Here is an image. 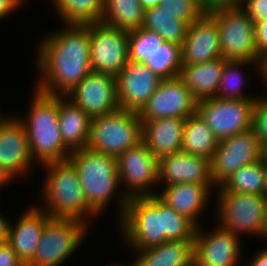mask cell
<instances>
[{"label":"cell","instance_id":"cell-1","mask_svg":"<svg viewBox=\"0 0 267 266\" xmlns=\"http://www.w3.org/2000/svg\"><path fill=\"white\" fill-rule=\"evenodd\" d=\"M40 41L36 62L40 81L36 90L49 96H67L90 69L89 24H65Z\"/></svg>","mask_w":267,"mask_h":266},{"label":"cell","instance_id":"cell-2","mask_svg":"<svg viewBox=\"0 0 267 266\" xmlns=\"http://www.w3.org/2000/svg\"><path fill=\"white\" fill-rule=\"evenodd\" d=\"M28 118L18 117L30 144L33 160L41 165L68 159L72 153L63 143L59 128V96L34 90Z\"/></svg>","mask_w":267,"mask_h":266},{"label":"cell","instance_id":"cell-3","mask_svg":"<svg viewBox=\"0 0 267 266\" xmlns=\"http://www.w3.org/2000/svg\"><path fill=\"white\" fill-rule=\"evenodd\" d=\"M41 166L47 172L42 186L43 210L51 218H71L88 224V218L97 216L87 203L77 169L69 159Z\"/></svg>","mask_w":267,"mask_h":266},{"label":"cell","instance_id":"cell-4","mask_svg":"<svg viewBox=\"0 0 267 266\" xmlns=\"http://www.w3.org/2000/svg\"><path fill=\"white\" fill-rule=\"evenodd\" d=\"M68 159L77 169L89 207L96 214L102 213L121 188L117 159L87 147L73 151Z\"/></svg>","mask_w":267,"mask_h":266},{"label":"cell","instance_id":"cell-5","mask_svg":"<svg viewBox=\"0 0 267 266\" xmlns=\"http://www.w3.org/2000/svg\"><path fill=\"white\" fill-rule=\"evenodd\" d=\"M142 141V121L138 113L118 109L93 117L87 148L117 158Z\"/></svg>","mask_w":267,"mask_h":266},{"label":"cell","instance_id":"cell-6","mask_svg":"<svg viewBox=\"0 0 267 266\" xmlns=\"http://www.w3.org/2000/svg\"><path fill=\"white\" fill-rule=\"evenodd\" d=\"M206 13L217 23L223 59L260 61L254 21L239 5L209 7Z\"/></svg>","mask_w":267,"mask_h":266},{"label":"cell","instance_id":"cell-7","mask_svg":"<svg viewBox=\"0 0 267 266\" xmlns=\"http://www.w3.org/2000/svg\"><path fill=\"white\" fill-rule=\"evenodd\" d=\"M116 159L120 183L125 185L124 188H128L119 193L120 198L118 197L120 203L118 217L121 219L129 198L157 195V191H152L151 188L157 185L155 183H159V159L143 141L128 148Z\"/></svg>","mask_w":267,"mask_h":266},{"label":"cell","instance_id":"cell-8","mask_svg":"<svg viewBox=\"0 0 267 266\" xmlns=\"http://www.w3.org/2000/svg\"><path fill=\"white\" fill-rule=\"evenodd\" d=\"M119 224L123 238L135 252L168 241L157 195L129 198Z\"/></svg>","mask_w":267,"mask_h":266},{"label":"cell","instance_id":"cell-9","mask_svg":"<svg viewBox=\"0 0 267 266\" xmlns=\"http://www.w3.org/2000/svg\"><path fill=\"white\" fill-rule=\"evenodd\" d=\"M218 225L238 235L245 233L265 238L266 197L225 191L217 186Z\"/></svg>","mask_w":267,"mask_h":266},{"label":"cell","instance_id":"cell-10","mask_svg":"<svg viewBox=\"0 0 267 266\" xmlns=\"http://www.w3.org/2000/svg\"><path fill=\"white\" fill-rule=\"evenodd\" d=\"M89 226L81 220L50 218L37 250L26 266H59L78 249Z\"/></svg>","mask_w":267,"mask_h":266},{"label":"cell","instance_id":"cell-11","mask_svg":"<svg viewBox=\"0 0 267 266\" xmlns=\"http://www.w3.org/2000/svg\"><path fill=\"white\" fill-rule=\"evenodd\" d=\"M256 101L208 98L196 102V113L221 141L251 129Z\"/></svg>","mask_w":267,"mask_h":266},{"label":"cell","instance_id":"cell-12","mask_svg":"<svg viewBox=\"0 0 267 266\" xmlns=\"http://www.w3.org/2000/svg\"><path fill=\"white\" fill-rule=\"evenodd\" d=\"M262 143L252 129L218 141L210 160L211 177L220 186L244 165L261 160Z\"/></svg>","mask_w":267,"mask_h":266},{"label":"cell","instance_id":"cell-13","mask_svg":"<svg viewBox=\"0 0 267 266\" xmlns=\"http://www.w3.org/2000/svg\"><path fill=\"white\" fill-rule=\"evenodd\" d=\"M90 69L117 76L129 61L128 31L89 24Z\"/></svg>","mask_w":267,"mask_h":266},{"label":"cell","instance_id":"cell-14","mask_svg":"<svg viewBox=\"0 0 267 266\" xmlns=\"http://www.w3.org/2000/svg\"><path fill=\"white\" fill-rule=\"evenodd\" d=\"M196 102L179 77L164 79L138 116L141 120L188 118L196 113Z\"/></svg>","mask_w":267,"mask_h":266},{"label":"cell","instance_id":"cell-15","mask_svg":"<svg viewBox=\"0 0 267 266\" xmlns=\"http://www.w3.org/2000/svg\"><path fill=\"white\" fill-rule=\"evenodd\" d=\"M91 118L118 110L116 76L89 72L66 96Z\"/></svg>","mask_w":267,"mask_h":266},{"label":"cell","instance_id":"cell-16","mask_svg":"<svg viewBox=\"0 0 267 266\" xmlns=\"http://www.w3.org/2000/svg\"><path fill=\"white\" fill-rule=\"evenodd\" d=\"M196 228L194 266H238L241 258L240 235L218 226L213 232Z\"/></svg>","mask_w":267,"mask_h":266},{"label":"cell","instance_id":"cell-17","mask_svg":"<svg viewBox=\"0 0 267 266\" xmlns=\"http://www.w3.org/2000/svg\"><path fill=\"white\" fill-rule=\"evenodd\" d=\"M162 80L144 63L129 60L116 76L117 101L120 109L138 113Z\"/></svg>","mask_w":267,"mask_h":266},{"label":"cell","instance_id":"cell-18","mask_svg":"<svg viewBox=\"0 0 267 266\" xmlns=\"http://www.w3.org/2000/svg\"><path fill=\"white\" fill-rule=\"evenodd\" d=\"M17 117L0 116V166L13 179L26 175L34 161L26 130Z\"/></svg>","mask_w":267,"mask_h":266},{"label":"cell","instance_id":"cell-19","mask_svg":"<svg viewBox=\"0 0 267 266\" xmlns=\"http://www.w3.org/2000/svg\"><path fill=\"white\" fill-rule=\"evenodd\" d=\"M181 52L182 65L205 63L222 57L217 23L207 13L189 25Z\"/></svg>","mask_w":267,"mask_h":266},{"label":"cell","instance_id":"cell-20","mask_svg":"<svg viewBox=\"0 0 267 266\" xmlns=\"http://www.w3.org/2000/svg\"><path fill=\"white\" fill-rule=\"evenodd\" d=\"M159 183L166 186L177 183L214 184L210 160L178 151L159 158Z\"/></svg>","mask_w":267,"mask_h":266},{"label":"cell","instance_id":"cell-21","mask_svg":"<svg viewBox=\"0 0 267 266\" xmlns=\"http://www.w3.org/2000/svg\"><path fill=\"white\" fill-rule=\"evenodd\" d=\"M33 207L23 212L15 226L9 223L6 240L25 266L32 260L46 222L51 218L42 206Z\"/></svg>","mask_w":267,"mask_h":266},{"label":"cell","instance_id":"cell-22","mask_svg":"<svg viewBox=\"0 0 267 266\" xmlns=\"http://www.w3.org/2000/svg\"><path fill=\"white\" fill-rule=\"evenodd\" d=\"M215 184L177 183L164 186L157 196L180 215L199 227L198 217L207 207Z\"/></svg>","mask_w":267,"mask_h":266},{"label":"cell","instance_id":"cell-23","mask_svg":"<svg viewBox=\"0 0 267 266\" xmlns=\"http://www.w3.org/2000/svg\"><path fill=\"white\" fill-rule=\"evenodd\" d=\"M187 118L142 121V141L158 159L181 151L183 128Z\"/></svg>","mask_w":267,"mask_h":266},{"label":"cell","instance_id":"cell-24","mask_svg":"<svg viewBox=\"0 0 267 266\" xmlns=\"http://www.w3.org/2000/svg\"><path fill=\"white\" fill-rule=\"evenodd\" d=\"M225 61L220 57L205 63L182 65L179 78L196 101L216 97Z\"/></svg>","mask_w":267,"mask_h":266},{"label":"cell","instance_id":"cell-25","mask_svg":"<svg viewBox=\"0 0 267 266\" xmlns=\"http://www.w3.org/2000/svg\"><path fill=\"white\" fill-rule=\"evenodd\" d=\"M92 118L66 96H59V128L64 145L71 151L86 148Z\"/></svg>","mask_w":267,"mask_h":266},{"label":"cell","instance_id":"cell-26","mask_svg":"<svg viewBox=\"0 0 267 266\" xmlns=\"http://www.w3.org/2000/svg\"><path fill=\"white\" fill-rule=\"evenodd\" d=\"M133 266H194V240H173L138 249Z\"/></svg>","mask_w":267,"mask_h":266},{"label":"cell","instance_id":"cell-27","mask_svg":"<svg viewBox=\"0 0 267 266\" xmlns=\"http://www.w3.org/2000/svg\"><path fill=\"white\" fill-rule=\"evenodd\" d=\"M217 145L218 140L212 130L197 113L186 119L183 128L182 151L211 160Z\"/></svg>","mask_w":267,"mask_h":266},{"label":"cell","instance_id":"cell-28","mask_svg":"<svg viewBox=\"0 0 267 266\" xmlns=\"http://www.w3.org/2000/svg\"><path fill=\"white\" fill-rule=\"evenodd\" d=\"M145 9L138 0H104L102 22L125 31L142 27Z\"/></svg>","mask_w":267,"mask_h":266},{"label":"cell","instance_id":"cell-29","mask_svg":"<svg viewBox=\"0 0 267 266\" xmlns=\"http://www.w3.org/2000/svg\"><path fill=\"white\" fill-rule=\"evenodd\" d=\"M188 27L187 22L172 17L161 6L145 10L142 28L158 33L166 42L182 46L187 36Z\"/></svg>","mask_w":267,"mask_h":266},{"label":"cell","instance_id":"cell-30","mask_svg":"<svg viewBox=\"0 0 267 266\" xmlns=\"http://www.w3.org/2000/svg\"><path fill=\"white\" fill-rule=\"evenodd\" d=\"M53 2L64 25L102 22L104 0H53Z\"/></svg>","mask_w":267,"mask_h":266},{"label":"cell","instance_id":"cell-31","mask_svg":"<svg viewBox=\"0 0 267 266\" xmlns=\"http://www.w3.org/2000/svg\"><path fill=\"white\" fill-rule=\"evenodd\" d=\"M266 164L259 160L244 165L235 171L220 186L229 192H240L265 196Z\"/></svg>","mask_w":267,"mask_h":266},{"label":"cell","instance_id":"cell-32","mask_svg":"<svg viewBox=\"0 0 267 266\" xmlns=\"http://www.w3.org/2000/svg\"><path fill=\"white\" fill-rule=\"evenodd\" d=\"M255 65L259 72V62L246 60H226L222 71L220 85L216 94V98L231 100H257V96L245 95L242 92L243 84H245V76H242L240 67ZM241 72V73H240Z\"/></svg>","mask_w":267,"mask_h":266},{"label":"cell","instance_id":"cell-33","mask_svg":"<svg viewBox=\"0 0 267 266\" xmlns=\"http://www.w3.org/2000/svg\"><path fill=\"white\" fill-rule=\"evenodd\" d=\"M144 64L163 80L179 77L182 67L181 45L164 41Z\"/></svg>","mask_w":267,"mask_h":266},{"label":"cell","instance_id":"cell-34","mask_svg":"<svg viewBox=\"0 0 267 266\" xmlns=\"http://www.w3.org/2000/svg\"><path fill=\"white\" fill-rule=\"evenodd\" d=\"M159 213H163L164 234L168 241L194 240L196 226L159 198Z\"/></svg>","mask_w":267,"mask_h":266},{"label":"cell","instance_id":"cell-35","mask_svg":"<svg viewBox=\"0 0 267 266\" xmlns=\"http://www.w3.org/2000/svg\"><path fill=\"white\" fill-rule=\"evenodd\" d=\"M163 42L158 33L142 27L128 31L129 60L144 63Z\"/></svg>","mask_w":267,"mask_h":266},{"label":"cell","instance_id":"cell-36","mask_svg":"<svg viewBox=\"0 0 267 266\" xmlns=\"http://www.w3.org/2000/svg\"><path fill=\"white\" fill-rule=\"evenodd\" d=\"M159 6L172 17L187 22L189 25L207 12V5L201 0H160Z\"/></svg>","mask_w":267,"mask_h":266},{"label":"cell","instance_id":"cell-37","mask_svg":"<svg viewBox=\"0 0 267 266\" xmlns=\"http://www.w3.org/2000/svg\"><path fill=\"white\" fill-rule=\"evenodd\" d=\"M262 96L254 105L251 127L261 143L267 141V97L265 94Z\"/></svg>","mask_w":267,"mask_h":266},{"label":"cell","instance_id":"cell-38","mask_svg":"<svg viewBox=\"0 0 267 266\" xmlns=\"http://www.w3.org/2000/svg\"><path fill=\"white\" fill-rule=\"evenodd\" d=\"M239 6L254 22L267 19V0H244Z\"/></svg>","mask_w":267,"mask_h":266},{"label":"cell","instance_id":"cell-39","mask_svg":"<svg viewBox=\"0 0 267 266\" xmlns=\"http://www.w3.org/2000/svg\"><path fill=\"white\" fill-rule=\"evenodd\" d=\"M0 266H25L6 241L0 243Z\"/></svg>","mask_w":267,"mask_h":266},{"label":"cell","instance_id":"cell-40","mask_svg":"<svg viewBox=\"0 0 267 266\" xmlns=\"http://www.w3.org/2000/svg\"><path fill=\"white\" fill-rule=\"evenodd\" d=\"M256 50L261 56L267 51V19L254 22Z\"/></svg>","mask_w":267,"mask_h":266},{"label":"cell","instance_id":"cell-41","mask_svg":"<svg viewBox=\"0 0 267 266\" xmlns=\"http://www.w3.org/2000/svg\"><path fill=\"white\" fill-rule=\"evenodd\" d=\"M21 5L19 0H0V20L16 11Z\"/></svg>","mask_w":267,"mask_h":266},{"label":"cell","instance_id":"cell-42","mask_svg":"<svg viewBox=\"0 0 267 266\" xmlns=\"http://www.w3.org/2000/svg\"><path fill=\"white\" fill-rule=\"evenodd\" d=\"M251 260L247 266H267V248L259 251Z\"/></svg>","mask_w":267,"mask_h":266},{"label":"cell","instance_id":"cell-43","mask_svg":"<svg viewBox=\"0 0 267 266\" xmlns=\"http://www.w3.org/2000/svg\"><path fill=\"white\" fill-rule=\"evenodd\" d=\"M9 222L0 214V243L7 240Z\"/></svg>","mask_w":267,"mask_h":266},{"label":"cell","instance_id":"cell-44","mask_svg":"<svg viewBox=\"0 0 267 266\" xmlns=\"http://www.w3.org/2000/svg\"><path fill=\"white\" fill-rule=\"evenodd\" d=\"M259 73L262 77V81H267V51L261 55L259 61Z\"/></svg>","mask_w":267,"mask_h":266},{"label":"cell","instance_id":"cell-45","mask_svg":"<svg viewBox=\"0 0 267 266\" xmlns=\"http://www.w3.org/2000/svg\"><path fill=\"white\" fill-rule=\"evenodd\" d=\"M244 0H215V7L217 6H237Z\"/></svg>","mask_w":267,"mask_h":266},{"label":"cell","instance_id":"cell-46","mask_svg":"<svg viewBox=\"0 0 267 266\" xmlns=\"http://www.w3.org/2000/svg\"><path fill=\"white\" fill-rule=\"evenodd\" d=\"M14 180L1 166H0V187L7 185L6 183Z\"/></svg>","mask_w":267,"mask_h":266},{"label":"cell","instance_id":"cell-47","mask_svg":"<svg viewBox=\"0 0 267 266\" xmlns=\"http://www.w3.org/2000/svg\"><path fill=\"white\" fill-rule=\"evenodd\" d=\"M142 7L146 10L151 7L159 6L160 0H138Z\"/></svg>","mask_w":267,"mask_h":266},{"label":"cell","instance_id":"cell-48","mask_svg":"<svg viewBox=\"0 0 267 266\" xmlns=\"http://www.w3.org/2000/svg\"><path fill=\"white\" fill-rule=\"evenodd\" d=\"M261 159L267 165V141L262 143Z\"/></svg>","mask_w":267,"mask_h":266},{"label":"cell","instance_id":"cell-49","mask_svg":"<svg viewBox=\"0 0 267 266\" xmlns=\"http://www.w3.org/2000/svg\"><path fill=\"white\" fill-rule=\"evenodd\" d=\"M201 1L207 5V8L215 7V0H201Z\"/></svg>","mask_w":267,"mask_h":266},{"label":"cell","instance_id":"cell-50","mask_svg":"<svg viewBox=\"0 0 267 266\" xmlns=\"http://www.w3.org/2000/svg\"><path fill=\"white\" fill-rule=\"evenodd\" d=\"M265 238L267 237V197H266V212H265Z\"/></svg>","mask_w":267,"mask_h":266},{"label":"cell","instance_id":"cell-51","mask_svg":"<svg viewBox=\"0 0 267 266\" xmlns=\"http://www.w3.org/2000/svg\"><path fill=\"white\" fill-rule=\"evenodd\" d=\"M266 182H265V197H267V165H266Z\"/></svg>","mask_w":267,"mask_h":266},{"label":"cell","instance_id":"cell-52","mask_svg":"<svg viewBox=\"0 0 267 266\" xmlns=\"http://www.w3.org/2000/svg\"><path fill=\"white\" fill-rule=\"evenodd\" d=\"M114 266H126V265H114ZM128 266V265H127ZM129 266H133L132 264H130Z\"/></svg>","mask_w":267,"mask_h":266}]
</instances>
